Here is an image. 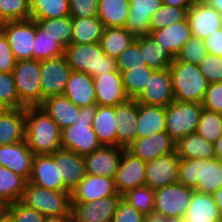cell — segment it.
I'll list each match as a JSON object with an SVG mask.
<instances>
[{
  "label": "cell",
  "instance_id": "obj_18",
  "mask_svg": "<svg viewBox=\"0 0 222 222\" xmlns=\"http://www.w3.org/2000/svg\"><path fill=\"white\" fill-rule=\"evenodd\" d=\"M126 149L142 161L148 162L162 155L175 152L176 142L164 131L136 139Z\"/></svg>",
  "mask_w": 222,
  "mask_h": 222
},
{
  "label": "cell",
  "instance_id": "obj_29",
  "mask_svg": "<svg viewBox=\"0 0 222 222\" xmlns=\"http://www.w3.org/2000/svg\"><path fill=\"white\" fill-rule=\"evenodd\" d=\"M40 107L46 111L61 130L74 124L80 114V107L63 95L47 97Z\"/></svg>",
  "mask_w": 222,
  "mask_h": 222
},
{
  "label": "cell",
  "instance_id": "obj_55",
  "mask_svg": "<svg viewBox=\"0 0 222 222\" xmlns=\"http://www.w3.org/2000/svg\"><path fill=\"white\" fill-rule=\"evenodd\" d=\"M16 62L8 39L0 29V72L13 73Z\"/></svg>",
  "mask_w": 222,
  "mask_h": 222
},
{
  "label": "cell",
  "instance_id": "obj_6",
  "mask_svg": "<svg viewBox=\"0 0 222 222\" xmlns=\"http://www.w3.org/2000/svg\"><path fill=\"white\" fill-rule=\"evenodd\" d=\"M22 203L38 210L45 217L65 215L71 211V193L49 190L27 181Z\"/></svg>",
  "mask_w": 222,
  "mask_h": 222
},
{
  "label": "cell",
  "instance_id": "obj_62",
  "mask_svg": "<svg viewBox=\"0 0 222 222\" xmlns=\"http://www.w3.org/2000/svg\"><path fill=\"white\" fill-rule=\"evenodd\" d=\"M216 158L222 160V136L215 142Z\"/></svg>",
  "mask_w": 222,
  "mask_h": 222
},
{
  "label": "cell",
  "instance_id": "obj_64",
  "mask_svg": "<svg viewBox=\"0 0 222 222\" xmlns=\"http://www.w3.org/2000/svg\"><path fill=\"white\" fill-rule=\"evenodd\" d=\"M6 108L3 106V104L0 102V113L4 112Z\"/></svg>",
  "mask_w": 222,
  "mask_h": 222
},
{
  "label": "cell",
  "instance_id": "obj_5",
  "mask_svg": "<svg viewBox=\"0 0 222 222\" xmlns=\"http://www.w3.org/2000/svg\"><path fill=\"white\" fill-rule=\"evenodd\" d=\"M96 111L97 104L80 107V114L74 124L61 130L63 149L85 156L102 146L91 126Z\"/></svg>",
  "mask_w": 222,
  "mask_h": 222
},
{
  "label": "cell",
  "instance_id": "obj_14",
  "mask_svg": "<svg viewBox=\"0 0 222 222\" xmlns=\"http://www.w3.org/2000/svg\"><path fill=\"white\" fill-rule=\"evenodd\" d=\"M146 162L124 149L115 176V188L119 195L145 185Z\"/></svg>",
  "mask_w": 222,
  "mask_h": 222
},
{
  "label": "cell",
  "instance_id": "obj_8",
  "mask_svg": "<svg viewBox=\"0 0 222 222\" xmlns=\"http://www.w3.org/2000/svg\"><path fill=\"white\" fill-rule=\"evenodd\" d=\"M41 61L34 59L17 61L13 70L16 91L25 106H40L44 98L40 88Z\"/></svg>",
  "mask_w": 222,
  "mask_h": 222
},
{
  "label": "cell",
  "instance_id": "obj_38",
  "mask_svg": "<svg viewBox=\"0 0 222 222\" xmlns=\"http://www.w3.org/2000/svg\"><path fill=\"white\" fill-rule=\"evenodd\" d=\"M27 180L0 165V203L3 206L22 199Z\"/></svg>",
  "mask_w": 222,
  "mask_h": 222
},
{
  "label": "cell",
  "instance_id": "obj_48",
  "mask_svg": "<svg viewBox=\"0 0 222 222\" xmlns=\"http://www.w3.org/2000/svg\"><path fill=\"white\" fill-rule=\"evenodd\" d=\"M146 62L139 47V37L126 48L117 58V68L120 73L129 71L131 68L145 66Z\"/></svg>",
  "mask_w": 222,
  "mask_h": 222
},
{
  "label": "cell",
  "instance_id": "obj_26",
  "mask_svg": "<svg viewBox=\"0 0 222 222\" xmlns=\"http://www.w3.org/2000/svg\"><path fill=\"white\" fill-rule=\"evenodd\" d=\"M63 96H66L78 107L97 104L93 77L84 72L72 71Z\"/></svg>",
  "mask_w": 222,
  "mask_h": 222
},
{
  "label": "cell",
  "instance_id": "obj_36",
  "mask_svg": "<svg viewBox=\"0 0 222 222\" xmlns=\"http://www.w3.org/2000/svg\"><path fill=\"white\" fill-rule=\"evenodd\" d=\"M129 10V0H98L97 17L105 28L125 27Z\"/></svg>",
  "mask_w": 222,
  "mask_h": 222
},
{
  "label": "cell",
  "instance_id": "obj_2",
  "mask_svg": "<svg viewBox=\"0 0 222 222\" xmlns=\"http://www.w3.org/2000/svg\"><path fill=\"white\" fill-rule=\"evenodd\" d=\"M178 182L196 191L213 194L222 187V160L181 159Z\"/></svg>",
  "mask_w": 222,
  "mask_h": 222
},
{
  "label": "cell",
  "instance_id": "obj_51",
  "mask_svg": "<svg viewBox=\"0 0 222 222\" xmlns=\"http://www.w3.org/2000/svg\"><path fill=\"white\" fill-rule=\"evenodd\" d=\"M198 66L208 84L222 82V57L208 53Z\"/></svg>",
  "mask_w": 222,
  "mask_h": 222
},
{
  "label": "cell",
  "instance_id": "obj_25",
  "mask_svg": "<svg viewBox=\"0 0 222 222\" xmlns=\"http://www.w3.org/2000/svg\"><path fill=\"white\" fill-rule=\"evenodd\" d=\"M162 6V0H129L125 28L135 37L150 33L151 15Z\"/></svg>",
  "mask_w": 222,
  "mask_h": 222
},
{
  "label": "cell",
  "instance_id": "obj_40",
  "mask_svg": "<svg viewBox=\"0 0 222 222\" xmlns=\"http://www.w3.org/2000/svg\"><path fill=\"white\" fill-rule=\"evenodd\" d=\"M30 18L54 19L69 16L68 0H29Z\"/></svg>",
  "mask_w": 222,
  "mask_h": 222
},
{
  "label": "cell",
  "instance_id": "obj_44",
  "mask_svg": "<svg viewBox=\"0 0 222 222\" xmlns=\"http://www.w3.org/2000/svg\"><path fill=\"white\" fill-rule=\"evenodd\" d=\"M196 133L215 144L222 136V114L203 108Z\"/></svg>",
  "mask_w": 222,
  "mask_h": 222
},
{
  "label": "cell",
  "instance_id": "obj_4",
  "mask_svg": "<svg viewBox=\"0 0 222 222\" xmlns=\"http://www.w3.org/2000/svg\"><path fill=\"white\" fill-rule=\"evenodd\" d=\"M174 100L202 104L208 82L199 66L174 58L170 64Z\"/></svg>",
  "mask_w": 222,
  "mask_h": 222
},
{
  "label": "cell",
  "instance_id": "obj_13",
  "mask_svg": "<svg viewBox=\"0 0 222 222\" xmlns=\"http://www.w3.org/2000/svg\"><path fill=\"white\" fill-rule=\"evenodd\" d=\"M191 35L202 40L222 28V15L203 0H195L187 10Z\"/></svg>",
  "mask_w": 222,
  "mask_h": 222
},
{
  "label": "cell",
  "instance_id": "obj_23",
  "mask_svg": "<svg viewBox=\"0 0 222 222\" xmlns=\"http://www.w3.org/2000/svg\"><path fill=\"white\" fill-rule=\"evenodd\" d=\"M55 163L63 180L65 191L72 192L85 177V162L82 155L66 149L54 153Z\"/></svg>",
  "mask_w": 222,
  "mask_h": 222
},
{
  "label": "cell",
  "instance_id": "obj_65",
  "mask_svg": "<svg viewBox=\"0 0 222 222\" xmlns=\"http://www.w3.org/2000/svg\"><path fill=\"white\" fill-rule=\"evenodd\" d=\"M0 209H4V206L0 203Z\"/></svg>",
  "mask_w": 222,
  "mask_h": 222
},
{
  "label": "cell",
  "instance_id": "obj_59",
  "mask_svg": "<svg viewBox=\"0 0 222 222\" xmlns=\"http://www.w3.org/2000/svg\"><path fill=\"white\" fill-rule=\"evenodd\" d=\"M143 222H175V221L153 212L149 215H146Z\"/></svg>",
  "mask_w": 222,
  "mask_h": 222
},
{
  "label": "cell",
  "instance_id": "obj_33",
  "mask_svg": "<svg viewBox=\"0 0 222 222\" xmlns=\"http://www.w3.org/2000/svg\"><path fill=\"white\" fill-rule=\"evenodd\" d=\"M176 152L180 159L216 158L215 144L209 142L196 132L176 142Z\"/></svg>",
  "mask_w": 222,
  "mask_h": 222
},
{
  "label": "cell",
  "instance_id": "obj_19",
  "mask_svg": "<svg viewBox=\"0 0 222 222\" xmlns=\"http://www.w3.org/2000/svg\"><path fill=\"white\" fill-rule=\"evenodd\" d=\"M29 182L49 190L65 191L53 154H36L33 158Z\"/></svg>",
  "mask_w": 222,
  "mask_h": 222
},
{
  "label": "cell",
  "instance_id": "obj_22",
  "mask_svg": "<svg viewBox=\"0 0 222 222\" xmlns=\"http://www.w3.org/2000/svg\"><path fill=\"white\" fill-rule=\"evenodd\" d=\"M34 154L25 140L9 145H0V165L24 177L31 176Z\"/></svg>",
  "mask_w": 222,
  "mask_h": 222
},
{
  "label": "cell",
  "instance_id": "obj_12",
  "mask_svg": "<svg viewBox=\"0 0 222 222\" xmlns=\"http://www.w3.org/2000/svg\"><path fill=\"white\" fill-rule=\"evenodd\" d=\"M180 160L175 151L146 162L145 185L156 190L177 183Z\"/></svg>",
  "mask_w": 222,
  "mask_h": 222
},
{
  "label": "cell",
  "instance_id": "obj_20",
  "mask_svg": "<svg viewBox=\"0 0 222 222\" xmlns=\"http://www.w3.org/2000/svg\"><path fill=\"white\" fill-rule=\"evenodd\" d=\"M97 105L117 106L129 98L125 93L121 73L116 70L93 77Z\"/></svg>",
  "mask_w": 222,
  "mask_h": 222
},
{
  "label": "cell",
  "instance_id": "obj_7",
  "mask_svg": "<svg viewBox=\"0 0 222 222\" xmlns=\"http://www.w3.org/2000/svg\"><path fill=\"white\" fill-rule=\"evenodd\" d=\"M202 104L174 100L165 107L166 132L175 142L195 133L202 112Z\"/></svg>",
  "mask_w": 222,
  "mask_h": 222
},
{
  "label": "cell",
  "instance_id": "obj_11",
  "mask_svg": "<svg viewBox=\"0 0 222 222\" xmlns=\"http://www.w3.org/2000/svg\"><path fill=\"white\" fill-rule=\"evenodd\" d=\"M72 69L65 55L41 61L40 88L42 97L63 95Z\"/></svg>",
  "mask_w": 222,
  "mask_h": 222
},
{
  "label": "cell",
  "instance_id": "obj_54",
  "mask_svg": "<svg viewBox=\"0 0 222 222\" xmlns=\"http://www.w3.org/2000/svg\"><path fill=\"white\" fill-rule=\"evenodd\" d=\"M145 215L120 198L112 222H143Z\"/></svg>",
  "mask_w": 222,
  "mask_h": 222
},
{
  "label": "cell",
  "instance_id": "obj_63",
  "mask_svg": "<svg viewBox=\"0 0 222 222\" xmlns=\"http://www.w3.org/2000/svg\"><path fill=\"white\" fill-rule=\"evenodd\" d=\"M0 222H13V221L5 211H2L0 213Z\"/></svg>",
  "mask_w": 222,
  "mask_h": 222
},
{
  "label": "cell",
  "instance_id": "obj_21",
  "mask_svg": "<svg viewBox=\"0 0 222 222\" xmlns=\"http://www.w3.org/2000/svg\"><path fill=\"white\" fill-rule=\"evenodd\" d=\"M114 179L86 174L71 192V202H89L108 196H121L116 191Z\"/></svg>",
  "mask_w": 222,
  "mask_h": 222
},
{
  "label": "cell",
  "instance_id": "obj_10",
  "mask_svg": "<svg viewBox=\"0 0 222 222\" xmlns=\"http://www.w3.org/2000/svg\"><path fill=\"white\" fill-rule=\"evenodd\" d=\"M16 61L33 59L36 22L33 19L6 21L0 24Z\"/></svg>",
  "mask_w": 222,
  "mask_h": 222
},
{
  "label": "cell",
  "instance_id": "obj_16",
  "mask_svg": "<svg viewBox=\"0 0 222 222\" xmlns=\"http://www.w3.org/2000/svg\"><path fill=\"white\" fill-rule=\"evenodd\" d=\"M138 103L168 106L174 101L170 69L155 70L142 93L135 99Z\"/></svg>",
  "mask_w": 222,
  "mask_h": 222
},
{
  "label": "cell",
  "instance_id": "obj_42",
  "mask_svg": "<svg viewBox=\"0 0 222 222\" xmlns=\"http://www.w3.org/2000/svg\"><path fill=\"white\" fill-rule=\"evenodd\" d=\"M65 49L55 39L51 38L37 26L33 45V59L44 61L64 55Z\"/></svg>",
  "mask_w": 222,
  "mask_h": 222
},
{
  "label": "cell",
  "instance_id": "obj_57",
  "mask_svg": "<svg viewBox=\"0 0 222 222\" xmlns=\"http://www.w3.org/2000/svg\"><path fill=\"white\" fill-rule=\"evenodd\" d=\"M195 0H162V4L174 7H190Z\"/></svg>",
  "mask_w": 222,
  "mask_h": 222
},
{
  "label": "cell",
  "instance_id": "obj_58",
  "mask_svg": "<svg viewBox=\"0 0 222 222\" xmlns=\"http://www.w3.org/2000/svg\"><path fill=\"white\" fill-rule=\"evenodd\" d=\"M45 222H74L72 210L65 215L46 217Z\"/></svg>",
  "mask_w": 222,
  "mask_h": 222
},
{
  "label": "cell",
  "instance_id": "obj_35",
  "mask_svg": "<svg viewBox=\"0 0 222 222\" xmlns=\"http://www.w3.org/2000/svg\"><path fill=\"white\" fill-rule=\"evenodd\" d=\"M72 43L95 44L100 43L105 26L98 17H72Z\"/></svg>",
  "mask_w": 222,
  "mask_h": 222
},
{
  "label": "cell",
  "instance_id": "obj_41",
  "mask_svg": "<svg viewBox=\"0 0 222 222\" xmlns=\"http://www.w3.org/2000/svg\"><path fill=\"white\" fill-rule=\"evenodd\" d=\"M154 71L145 65L121 73L123 87L129 99H136L142 93Z\"/></svg>",
  "mask_w": 222,
  "mask_h": 222
},
{
  "label": "cell",
  "instance_id": "obj_37",
  "mask_svg": "<svg viewBox=\"0 0 222 222\" xmlns=\"http://www.w3.org/2000/svg\"><path fill=\"white\" fill-rule=\"evenodd\" d=\"M135 38L125 27L105 28L100 45L104 54L117 59Z\"/></svg>",
  "mask_w": 222,
  "mask_h": 222
},
{
  "label": "cell",
  "instance_id": "obj_9",
  "mask_svg": "<svg viewBox=\"0 0 222 222\" xmlns=\"http://www.w3.org/2000/svg\"><path fill=\"white\" fill-rule=\"evenodd\" d=\"M194 189L179 182L154 190V213L180 222Z\"/></svg>",
  "mask_w": 222,
  "mask_h": 222
},
{
  "label": "cell",
  "instance_id": "obj_45",
  "mask_svg": "<svg viewBox=\"0 0 222 222\" xmlns=\"http://www.w3.org/2000/svg\"><path fill=\"white\" fill-rule=\"evenodd\" d=\"M122 198L145 216L154 212V190L147 185L127 191Z\"/></svg>",
  "mask_w": 222,
  "mask_h": 222
},
{
  "label": "cell",
  "instance_id": "obj_61",
  "mask_svg": "<svg viewBox=\"0 0 222 222\" xmlns=\"http://www.w3.org/2000/svg\"><path fill=\"white\" fill-rule=\"evenodd\" d=\"M209 6L213 7L220 15H222V0H203Z\"/></svg>",
  "mask_w": 222,
  "mask_h": 222
},
{
  "label": "cell",
  "instance_id": "obj_15",
  "mask_svg": "<svg viewBox=\"0 0 222 222\" xmlns=\"http://www.w3.org/2000/svg\"><path fill=\"white\" fill-rule=\"evenodd\" d=\"M122 196H108L89 202H71L74 222H112Z\"/></svg>",
  "mask_w": 222,
  "mask_h": 222
},
{
  "label": "cell",
  "instance_id": "obj_52",
  "mask_svg": "<svg viewBox=\"0 0 222 222\" xmlns=\"http://www.w3.org/2000/svg\"><path fill=\"white\" fill-rule=\"evenodd\" d=\"M69 15L71 17H97L98 0H68Z\"/></svg>",
  "mask_w": 222,
  "mask_h": 222
},
{
  "label": "cell",
  "instance_id": "obj_56",
  "mask_svg": "<svg viewBox=\"0 0 222 222\" xmlns=\"http://www.w3.org/2000/svg\"><path fill=\"white\" fill-rule=\"evenodd\" d=\"M203 42L209 54L222 57V28L215 30Z\"/></svg>",
  "mask_w": 222,
  "mask_h": 222
},
{
  "label": "cell",
  "instance_id": "obj_32",
  "mask_svg": "<svg viewBox=\"0 0 222 222\" xmlns=\"http://www.w3.org/2000/svg\"><path fill=\"white\" fill-rule=\"evenodd\" d=\"M116 122L114 106L97 105L91 126L101 145L117 146Z\"/></svg>",
  "mask_w": 222,
  "mask_h": 222
},
{
  "label": "cell",
  "instance_id": "obj_27",
  "mask_svg": "<svg viewBox=\"0 0 222 222\" xmlns=\"http://www.w3.org/2000/svg\"><path fill=\"white\" fill-rule=\"evenodd\" d=\"M218 207L212 194L194 190L187 211L180 222H220Z\"/></svg>",
  "mask_w": 222,
  "mask_h": 222
},
{
  "label": "cell",
  "instance_id": "obj_39",
  "mask_svg": "<svg viewBox=\"0 0 222 222\" xmlns=\"http://www.w3.org/2000/svg\"><path fill=\"white\" fill-rule=\"evenodd\" d=\"M34 21L45 35L55 39L64 49L72 44L73 25L70 15L61 18L39 19Z\"/></svg>",
  "mask_w": 222,
  "mask_h": 222
},
{
  "label": "cell",
  "instance_id": "obj_49",
  "mask_svg": "<svg viewBox=\"0 0 222 222\" xmlns=\"http://www.w3.org/2000/svg\"><path fill=\"white\" fill-rule=\"evenodd\" d=\"M4 211L13 222H45L46 219L38 210L28 207L21 201L4 206Z\"/></svg>",
  "mask_w": 222,
  "mask_h": 222
},
{
  "label": "cell",
  "instance_id": "obj_24",
  "mask_svg": "<svg viewBox=\"0 0 222 222\" xmlns=\"http://www.w3.org/2000/svg\"><path fill=\"white\" fill-rule=\"evenodd\" d=\"M139 103L135 99H128L115 106V119L117 123V146L127 148L136 139V125Z\"/></svg>",
  "mask_w": 222,
  "mask_h": 222
},
{
  "label": "cell",
  "instance_id": "obj_60",
  "mask_svg": "<svg viewBox=\"0 0 222 222\" xmlns=\"http://www.w3.org/2000/svg\"><path fill=\"white\" fill-rule=\"evenodd\" d=\"M215 204L218 207L220 216L222 218V187H220L217 191L212 194Z\"/></svg>",
  "mask_w": 222,
  "mask_h": 222
},
{
  "label": "cell",
  "instance_id": "obj_31",
  "mask_svg": "<svg viewBox=\"0 0 222 222\" xmlns=\"http://www.w3.org/2000/svg\"><path fill=\"white\" fill-rule=\"evenodd\" d=\"M166 131L165 107L139 103L136 136L137 139Z\"/></svg>",
  "mask_w": 222,
  "mask_h": 222
},
{
  "label": "cell",
  "instance_id": "obj_17",
  "mask_svg": "<svg viewBox=\"0 0 222 222\" xmlns=\"http://www.w3.org/2000/svg\"><path fill=\"white\" fill-rule=\"evenodd\" d=\"M124 149L120 146L102 145L83 156L86 174L115 178Z\"/></svg>",
  "mask_w": 222,
  "mask_h": 222
},
{
  "label": "cell",
  "instance_id": "obj_53",
  "mask_svg": "<svg viewBox=\"0 0 222 222\" xmlns=\"http://www.w3.org/2000/svg\"><path fill=\"white\" fill-rule=\"evenodd\" d=\"M202 107L222 114V82L208 84Z\"/></svg>",
  "mask_w": 222,
  "mask_h": 222
},
{
  "label": "cell",
  "instance_id": "obj_43",
  "mask_svg": "<svg viewBox=\"0 0 222 222\" xmlns=\"http://www.w3.org/2000/svg\"><path fill=\"white\" fill-rule=\"evenodd\" d=\"M188 9L189 7H174L162 4V6L151 15L150 32L185 20Z\"/></svg>",
  "mask_w": 222,
  "mask_h": 222
},
{
  "label": "cell",
  "instance_id": "obj_34",
  "mask_svg": "<svg viewBox=\"0 0 222 222\" xmlns=\"http://www.w3.org/2000/svg\"><path fill=\"white\" fill-rule=\"evenodd\" d=\"M139 47L146 65L154 70L170 67L174 58L150 34L139 36Z\"/></svg>",
  "mask_w": 222,
  "mask_h": 222
},
{
  "label": "cell",
  "instance_id": "obj_47",
  "mask_svg": "<svg viewBox=\"0 0 222 222\" xmlns=\"http://www.w3.org/2000/svg\"><path fill=\"white\" fill-rule=\"evenodd\" d=\"M0 102L6 109L25 107L19 100L13 73L0 72Z\"/></svg>",
  "mask_w": 222,
  "mask_h": 222
},
{
  "label": "cell",
  "instance_id": "obj_1",
  "mask_svg": "<svg viewBox=\"0 0 222 222\" xmlns=\"http://www.w3.org/2000/svg\"><path fill=\"white\" fill-rule=\"evenodd\" d=\"M25 141L34 155L62 148L61 129L40 106L25 107Z\"/></svg>",
  "mask_w": 222,
  "mask_h": 222
},
{
  "label": "cell",
  "instance_id": "obj_50",
  "mask_svg": "<svg viewBox=\"0 0 222 222\" xmlns=\"http://www.w3.org/2000/svg\"><path fill=\"white\" fill-rule=\"evenodd\" d=\"M208 54L202 39L191 36L182 47L180 53L176 57L180 61H185L198 65Z\"/></svg>",
  "mask_w": 222,
  "mask_h": 222
},
{
  "label": "cell",
  "instance_id": "obj_30",
  "mask_svg": "<svg viewBox=\"0 0 222 222\" xmlns=\"http://www.w3.org/2000/svg\"><path fill=\"white\" fill-rule=\"evenodd\" d=\"M25 140V107L6 109L0 113V145Z\"/></svg>",
  "mask_w": 222,
  "mask_h": 222
},
{
  "label": "cell",
  "instance_id": "obj_46",
  "mask_svg": "<svg viewBox=\"0 0 222 222\" xmlns=\"http://www.w3.org/2000/svg\"><path fill=\"white\" fill-rule=\"evenodd\" d=\"M30 19L29 0H0V24Z\"/></svg>",
  "mask_w": 222,
  "mask_h": 222
},
{
  "label": "cell",
  "instance_id": "obj_28",
  "mask_svg": "<svg viewBox=\"0 0 222 222\" xmlns=\"http://www.w3.org/2000/svg\"><path fill=\"white\" fill-rule=\"evenodd\" d=\"M149 34L158 41L161 46L165 47L173 58L178 56L182 47L192 36L187 18L181 22L150 32Z\"/></svg>",
  "mask_w": 222,
  "mask_h": 222
},
{
  "label": "cell",
  "instance_id": "obj_3",
  "mask_svg": "<svg viewBox=\"0 0 222 222\" xmlns=\"http://www.w3.org/2000/svg\"><path fill=\"white\" fill-rule=\"evenodd\" d=\"M64 55L72 71L84 72L91 77L118 70L117 59L104 54L100 43H72L65 48Z\"/></svg>",
  "mask_w": 222,
  "mask_h": 222
}]
</instances>
